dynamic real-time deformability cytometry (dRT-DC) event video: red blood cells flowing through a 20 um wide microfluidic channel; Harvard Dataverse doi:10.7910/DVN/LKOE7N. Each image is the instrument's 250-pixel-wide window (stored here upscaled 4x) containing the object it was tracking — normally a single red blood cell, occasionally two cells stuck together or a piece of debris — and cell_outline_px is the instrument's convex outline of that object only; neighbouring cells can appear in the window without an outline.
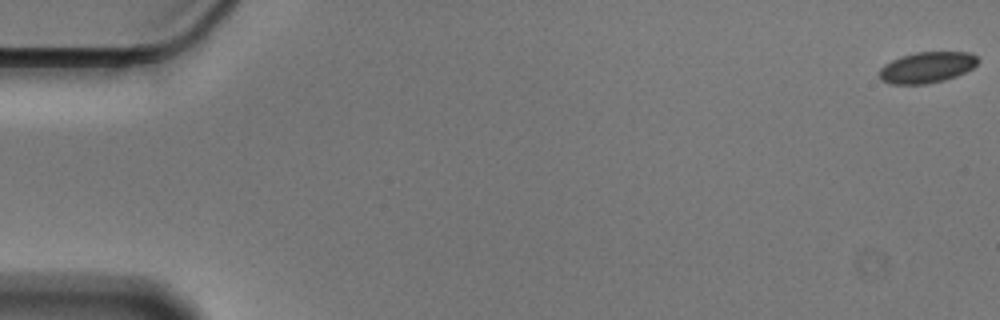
{"species": "Egyptian fruit bat (a non-hibernating species)", "species_latin": "Rousettus aegyptiacus", "temperature_condition": "cold", "stored_images_in_passage": 58, "camera_frame_rate_fps": 3000, "um_per_image_px": 0.085, "animal": {"sex": "male"}, "frame": {"image": 1, "passage_image": 1, "time_ms": 0.0, "image_size_px": [1000, 320], "cell_outline_px": [[980, 60], [972, 68], [956, 76], [944, 80], [928, 84], [888, 84], [880, 80], [880, 68], [884, 64], [900, 56], [916, 52], [968, 52], [976, 56]], "centroid_in_image_um": [78.76, 5.73], "position_along_channel_um": 6.2, "area_um2": 17.86}}
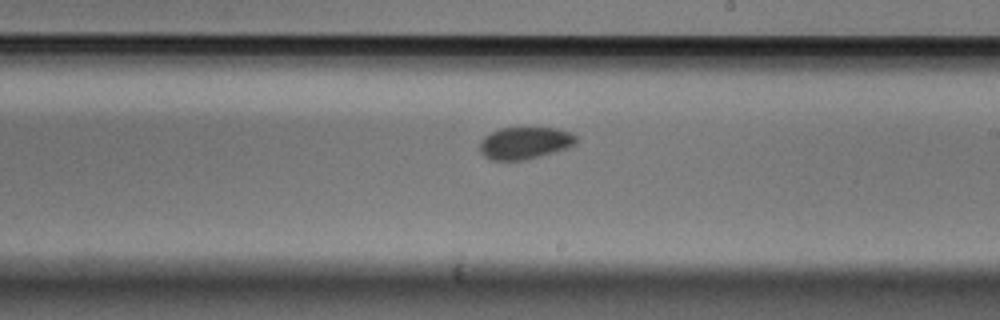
{"frame": {"image": 2, "passage_image": 34, "time_ms": 11.0, "image_size_px": [1000, 320], "cell_outline_px": [[576, 144], [568, 148], [540, 156], [524, 160], [492, 160], [484, 156], [480, 152], [480, 140], [484, 136], [500, 128], [556, 128], [572, 132], [576, 136]], "centroid_in_image_um": [44.62, 12.15], "position_along_channel_um": 244.4, "area_um2": 18.09}}
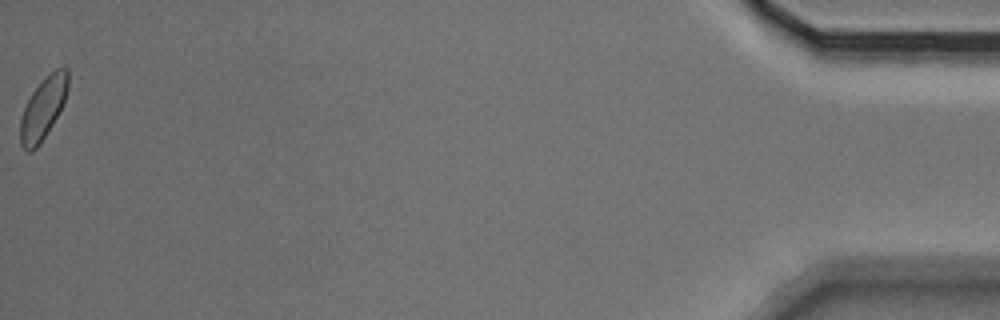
{"frame": {"image": 3, "passage_image": 58, "time_ms": 19.0, "image_size_px": [1000, 320], "cell_outline_px": [[68, 88], [64, 100], [52, 124], [40, 144], [32, 152], [28, 152], [20, 144], [20, 120], [24, 108], [32, 92], [44, 76], [56, 68], [68, 68]], "centroid_in_image_um": [3.65, 9.19], "position_along_channel_um": 431.6, "area_um2": 17.05}, "authors_computed_cell_mechanics": {"area_um2": 18.207, "velocity_mm_per_s": 3.541, "shape_relaxation_time_tau1_ms": 2.3326, "shape_relaxation_time_tau2_ms": null, "deformation_change_tau1": 0.0498, "deformation_change_tau2": null}}